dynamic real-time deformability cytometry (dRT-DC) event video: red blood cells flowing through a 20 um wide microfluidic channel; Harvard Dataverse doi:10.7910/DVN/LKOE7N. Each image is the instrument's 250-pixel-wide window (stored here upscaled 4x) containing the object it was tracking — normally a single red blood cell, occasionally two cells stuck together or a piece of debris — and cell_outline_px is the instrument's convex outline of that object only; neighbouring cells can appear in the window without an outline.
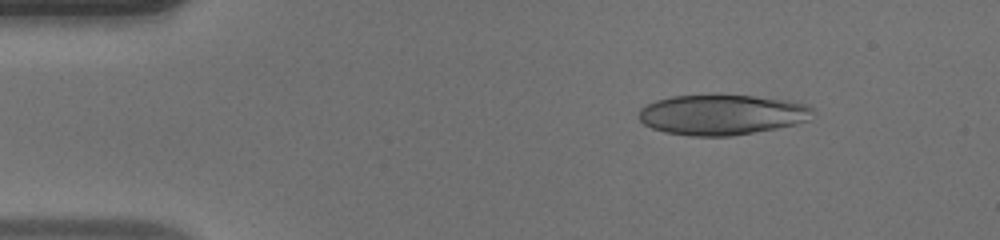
{"species": "human", "species_latin": "Homo sapiens", "temperature_condition": "warm", "stored_images_in_passage": 43, "camera_frame_rate_fps": 3000, "um_per_image_px": 0.085, "donor": {"sex": "male"}, "frame": {"image": 1, "passage_image": 1, "time_ms": 0.0, "image_size_px": [1000, 240], "cell_outline_px": [[812, 112], [808, 120], [796, 124], [776, 128], [732, 136], [692, 136], [664, 132], [652, 128], [644, 124], [640, 120], [640, 108], [656, 100], [672, 96], [716, 92], [788, 100], [804, 104], [812, 108]], "centroid_in_image_um": [61.33, 9.71], "position_along_channel_um": 23.7, "area_um2": 41.5}}
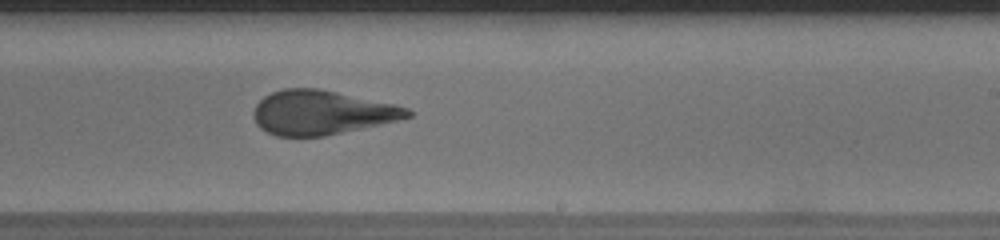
{"frame": {"image": 2, "passage_image": 24, "time_ms": 7.667, "image_size_px": [1000, 240], "cell_outline_px": [[412, 116], [400, 120], [324, 136], [276, 136], [260, 128], [256, 124], [252, 116], [252, 112], [256, 104], [264, 96], [272, 92], [284, 88], [320, 88], [396, 104], [408, 108], [412, 112]], "centroid_in_image_um": [27.33, 9.56], "position_along_channel_um": 261.7, "area_um2": 39.94}}
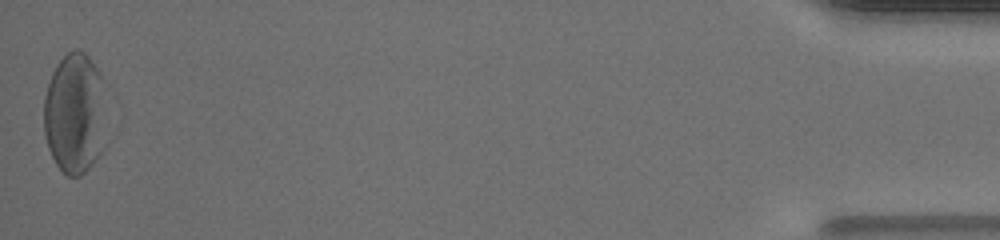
{"frame": {"image": 3, "passage_image": 43, "time_ms": 14.0, "image_size_px": [1000, 240], "cell_outline_px": [[100, 152], [88, 168], [80, 176], [68, 176], [56, 164], [48, 148], [44, 136], [44, 96], [52, 72], [56, 64], [68, 52], [76, 48], [84, 52], [88, 56], [96, 68], [100, 76]], "centroid_in_image_um": [6.23, 9.63], "position_along_channel_um": 429.0, "area_um2": 42.08}, "authors_computed_cell_mechanics": {"area_um2": 40.2288, "velocity_mm_per_s": 4.1401, "shape_relaxation_time_tau1_ms": 6.8574, "shape_relaxation_time_tau2_ms": 1.3837, "deformation_change_tau1": 0.2224, "deformation_change_tau2": 0.1025}}